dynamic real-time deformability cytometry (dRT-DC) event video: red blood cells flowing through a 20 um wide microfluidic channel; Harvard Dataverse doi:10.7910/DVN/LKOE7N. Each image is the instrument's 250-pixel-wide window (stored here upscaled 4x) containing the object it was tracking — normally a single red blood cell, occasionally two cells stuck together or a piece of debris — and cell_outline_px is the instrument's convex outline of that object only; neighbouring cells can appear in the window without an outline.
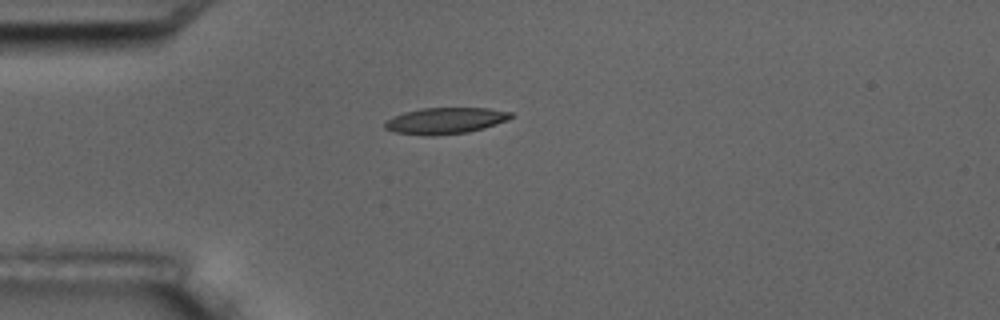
{"species": "common noctule bat (a hibernating species)", "species_latin": "Nyctalus noctula", "temperature_condition": "room temperature", "stored_images_in_passage": 1, "camera_frame_rate_fps": 3000, "um_per_image_px": 0.085, "animal": {"sex": "male", "body_mass_g": 17.5, "forearm_length_mm": 52.3}, "frame": {"image": 1, "passage_image": 1, "time_ms": 0.0, "image_size_px": [1000, 320], "cell_outline_px": [[512, 116], [508, 120], [484, 128], [468, 132], [432, 136], [424, 136], [396, 132], [384, 128], [384, 124], [392, 116], [404, 112], [424, 108], [488, 108], [512, 112]], "centroid_in_image_um": [37.85, 10.26], "position_along_channel_um": 47.1, "area_um2": 19.31}}